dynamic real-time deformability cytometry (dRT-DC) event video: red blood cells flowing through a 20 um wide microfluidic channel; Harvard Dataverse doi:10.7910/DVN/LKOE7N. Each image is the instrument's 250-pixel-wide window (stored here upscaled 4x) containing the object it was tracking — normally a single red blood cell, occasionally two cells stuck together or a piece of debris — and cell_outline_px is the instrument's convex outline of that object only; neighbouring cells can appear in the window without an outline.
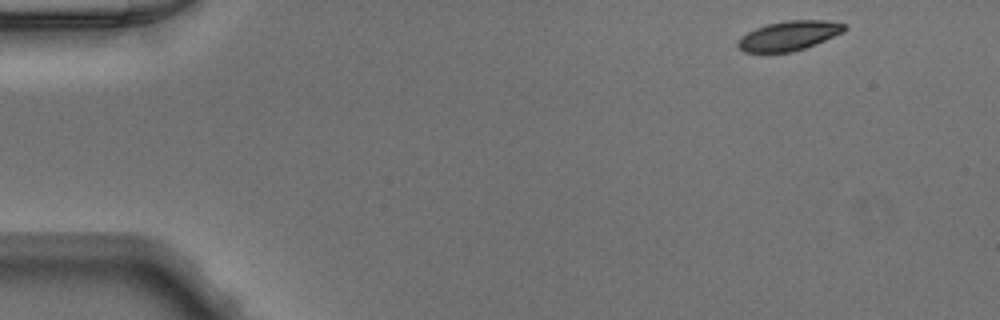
{"species": "Egyptian fruit bat (a non-hibernating species)", "species_latin": "Rousettus aegyptiacus", "temperature_condition": "warm", "stored_images_in_passage": 45, "camera_frame_rate_fps": 3000, "um_per_image_px": 0.085, "animal": {"sex": "male"}, "frame": {"image": 1, "passage_image": 1, "time_ms": 0.0, "image_size_px": [1000, 320], "cell_outline_px": [[848, 28], [844, 32], [804, 48], [792, 52], [744, 52], [736, 44], [740, 36], [756, 28], [768, 24], [788, 20], [828, 20], [844, 24]], "centroid_in_image_um": [67.06, 3.03], "position_along_channel_um": 17.9, "area_um2": 18.21}}
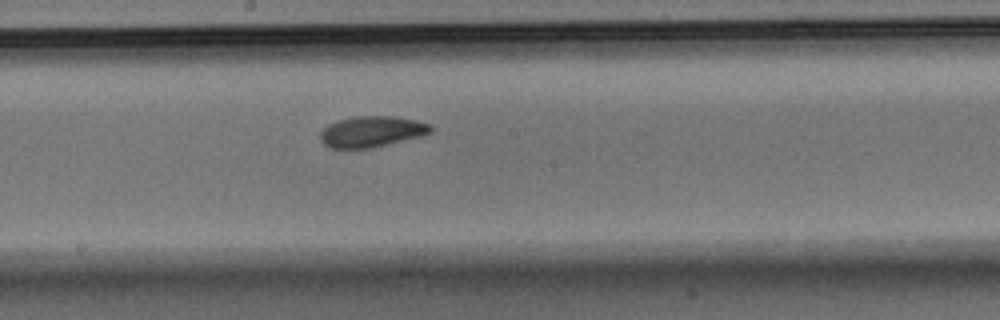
{"frame": {"image": 2, "passage_image": 23, "time_ms": 7.333, "image_size_px": [1000, 320], "cell_outline_px": [[432, 132], [420, 136], [372, 148], [328, 148], [320, 140], [320, 132], [328, 124], [336, 120], [352, 116], [392, 116], [416, 120], [432, 124]], "centroid_in_image_um": [31.57, 11.18], "position_along_channel_um": 216.6, "area_um2": 20.06}}
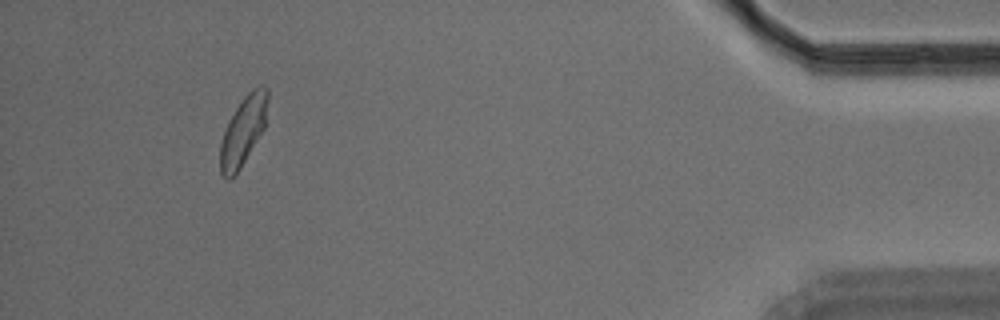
{"frame": {"image": 3, "passage_image": 42, "time_ms": 13.667, "image_size_px": [1000, 320], "cell_outline_px": [[268, 100], [264, 128], [240, 168], [232, 180], [228, 180], [220, 172], [220, 144], [228, 120], [244, 96], [252, 88], [260, 84], [264, 84], [268, 88]], "centroid_in_image_um": [20.67, 11.09], "position_along_channel_um": 414.5, "area_um2": 19.07}}